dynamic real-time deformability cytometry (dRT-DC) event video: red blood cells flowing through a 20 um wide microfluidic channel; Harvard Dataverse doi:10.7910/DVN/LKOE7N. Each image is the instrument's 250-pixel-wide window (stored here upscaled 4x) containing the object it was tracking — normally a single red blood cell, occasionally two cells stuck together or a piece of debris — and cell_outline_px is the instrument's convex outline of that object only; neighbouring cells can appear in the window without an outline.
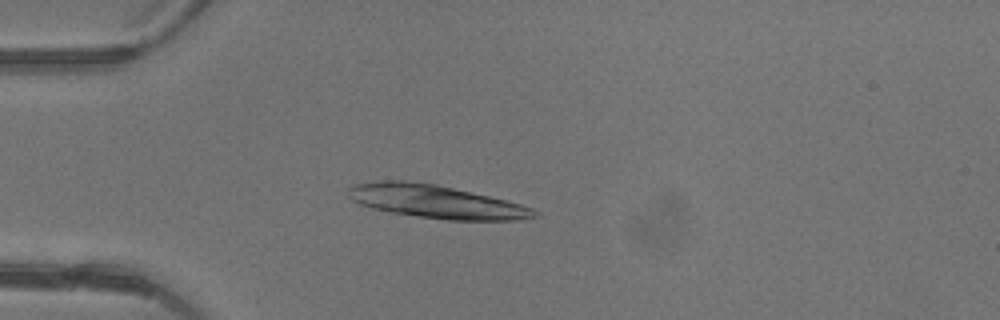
{"species": "common noctule bat (a hibernating species)", "species_latin": "Nyctalus noctula", "temperature_condition": "warm", "stored_images_in_passage": 36, "camera_frame_rate_fps": 3000, "um_per_image_px": 0.085, "animal": {"sex": "female"}, "frame": {"image": 1, "passage_image": 3, "time_ms": 0.667, "image_size_px": [1000, 320], "cell_outline_px": [[540, 216], [516, 220], [448, 220], [392, 212], [372, 208], [360, 204], [352, 200], [348, 196], [348, 188], [356, 184], [380, 180], [404, 180], [436, 184], [488, 196], [520, 204], [532, 208], [540, 212]], "centroid_in_image_um": [37.06, 17.13], "position_along_channel_um": 47.9, "area_um2": 35.66}}
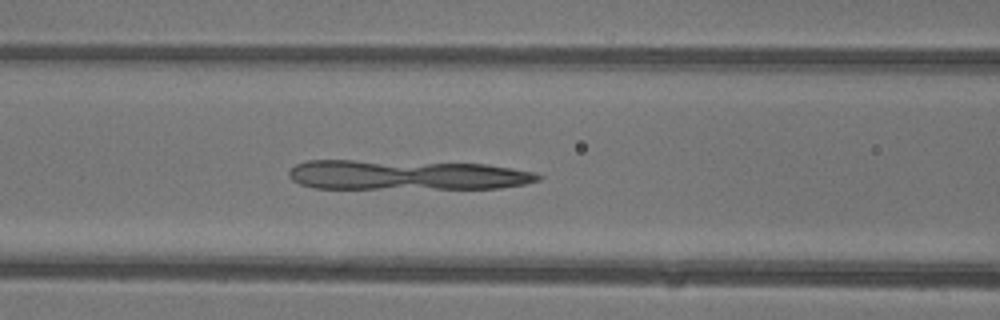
{"frame": {"image": 2, "passage_image": 10, "time_ms": 3.0, "image_size_px": [1000, 320], "cell_outline_px": [[544, 176], [540, 180], [524, 184], [500, 188], [312, 188], [300, 184], [292, 180], [288, 176], [288, 172], [296, 164], [308, 160], [356, 160], [484, 164], [512, 168], [536, 172]], "centroid_in_image_um": [34.55, 14.87], "position_along_channel_um": 132.1, "area_um2": 43.41}}
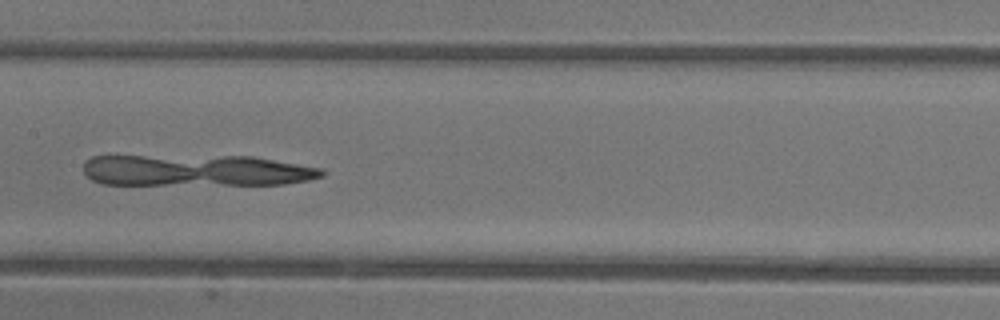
{"frame": {"image": 3, "passage_image": 14, "time_ms": 4.333, "image_size_px": [1000, 320], "cell_outline_px": [[324, 176], [308, 180], [284, 184], [104, 184], [92, 180], [84, 172], [84, 164], [92, 156], [252, 156], [324, 168]], "centroid_in_image_um": [16.73, 14.48], "position_along_channel_um": 190.7, "area_um2": 43.52}}